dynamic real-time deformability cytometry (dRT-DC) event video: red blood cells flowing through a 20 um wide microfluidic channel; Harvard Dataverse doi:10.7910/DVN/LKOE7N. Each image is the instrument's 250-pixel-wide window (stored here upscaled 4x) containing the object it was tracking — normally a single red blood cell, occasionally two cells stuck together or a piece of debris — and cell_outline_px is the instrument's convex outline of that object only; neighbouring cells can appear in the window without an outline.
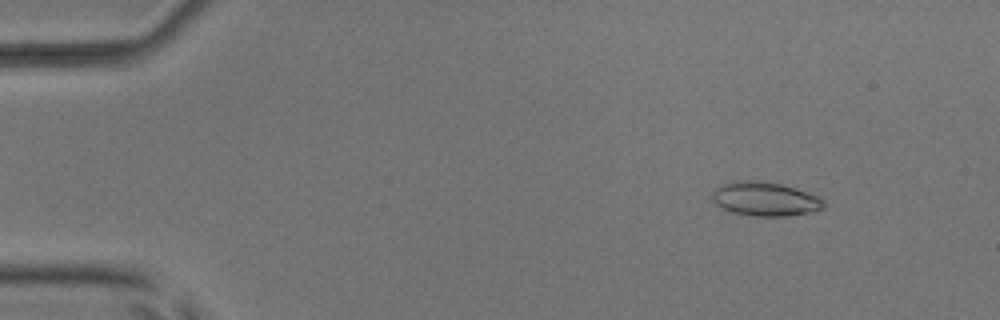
{"species": "common noctule bat (a hibernating species)", "species_latin": "Nyctalus noctula", "temperature_condition": "room temperature", "stored_images_in_passage": 4, "camera_frame_rate_fps": 3000, "um_per_image_px": 0.085, "animal": {"sex": "male", "body_mass_g": 17.9, "forearm_length_mm": 54.2}, "frame": {"image": 1, "passage_image": 2, "time_ms": 1.0, "image_size_px": [1000, 320], "cell_outline_px": [[824, 208], [812, 212], [788, 216], [752, 216], [732, 212], [716, 204], [712, 200], [712, 192], [716, 188], [732, 180], [756, 180], [780, 184], [796, 188], [816, 196], [824, 200]], "centroid_in_image_um": [65.02, 16.91], "position_along_channel_um": 20.0, "area_um2": 22.08}}